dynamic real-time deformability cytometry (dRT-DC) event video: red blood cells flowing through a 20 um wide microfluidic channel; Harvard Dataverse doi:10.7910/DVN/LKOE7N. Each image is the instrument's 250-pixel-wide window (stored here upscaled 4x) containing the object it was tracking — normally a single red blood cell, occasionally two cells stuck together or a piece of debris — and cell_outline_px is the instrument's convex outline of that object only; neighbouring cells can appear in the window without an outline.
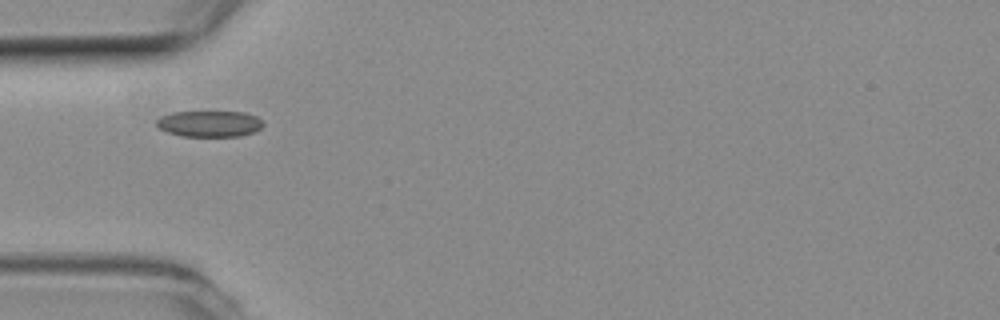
{"species": "common noctule bat (a hibernating species)", "species_latin": "Nyctalus noctula", "temperature_condition": "room temperature", "stored_images_in_passage": 6, "camera_frame_rate_fps": 3000, "um_per_image_px": 0.085, "animal": {"sex": "female", "body_mass_g": 19.3, "forearm_length_mm": 54.1}, "frame": {"image": 1, "passage_image": 1, "time_ms": 0.0, "image_size_px": [1000, 320], "cell_outline_px": [[264, 124], [260, 128], [252, 132], [240, 136], [180, 136], [156, 128], [156, 120], [160, 116], [172, 112], [244, 112], [256, 116], [264, 120]], "centroid_in_image_um": [17.78, 10.51], "position_along_channel_um": 67.2, "area_um2": 16.36}}
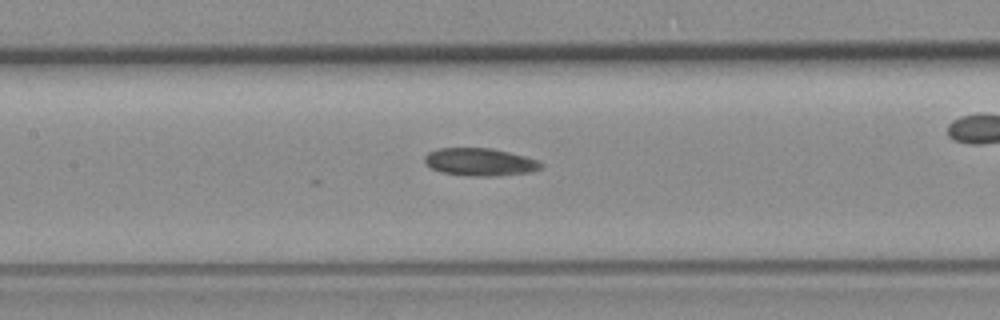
{"frame": {"image": 2, "passage_image": 6, "time_ms": 1.667, "image_size_px": [1000, 320], "cell_outline_px": [[544, 168], [532, 172], [492, 176], [472, 176], [440, 172], [432, 168], [424, 160], [424, 156], [428, 152], [440, 148], [492, 148], [540, 160], [544, 164]], "centroid_in_image_um": [40.85, 13.77], "position_along_channel_um": 166.6, "area_um2": 18.84}}